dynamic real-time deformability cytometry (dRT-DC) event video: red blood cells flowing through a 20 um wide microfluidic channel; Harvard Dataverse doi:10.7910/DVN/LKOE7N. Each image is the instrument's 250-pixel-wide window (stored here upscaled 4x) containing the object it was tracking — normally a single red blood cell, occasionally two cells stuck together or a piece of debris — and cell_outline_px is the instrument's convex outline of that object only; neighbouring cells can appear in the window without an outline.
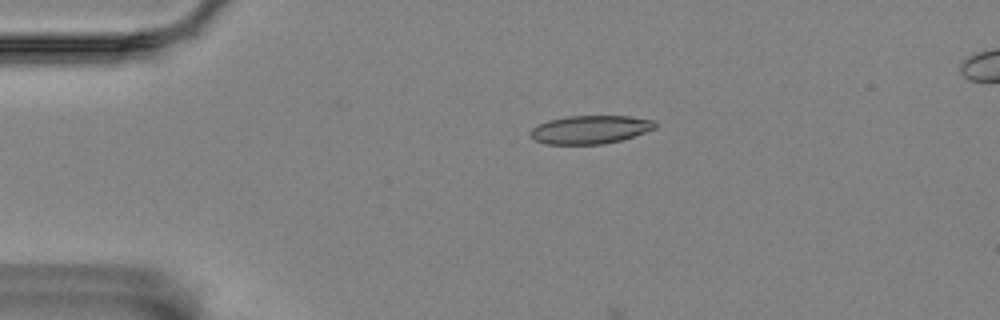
{"species": "Egyptian fruit bat (a non-hibernating species)", "species_latin": "Rousettus aegyptiacus", "temperature_condition": "room temperature", "stored_images_in_passage": 4, "camera_frame_rate_fps": 3000, "um_per_image_px": 0.085, "animal": {"sex": "female"}, "frame": {"image": 1, "passage_image": 1, "time_ms": 0.0, "image_size_px": [1000, 320], "cell_outline_px": [[656, 128], [620, 140], [604, 144], [544, 144], [528, 136], [528, 132], [536, 124], [548, 120], [568, 116], [632, 116], [656, 120]], "centroid_in_image_um": [50.13, 11.01], "position_along_channel_um": 34.9, "area_um2": 20.75}}